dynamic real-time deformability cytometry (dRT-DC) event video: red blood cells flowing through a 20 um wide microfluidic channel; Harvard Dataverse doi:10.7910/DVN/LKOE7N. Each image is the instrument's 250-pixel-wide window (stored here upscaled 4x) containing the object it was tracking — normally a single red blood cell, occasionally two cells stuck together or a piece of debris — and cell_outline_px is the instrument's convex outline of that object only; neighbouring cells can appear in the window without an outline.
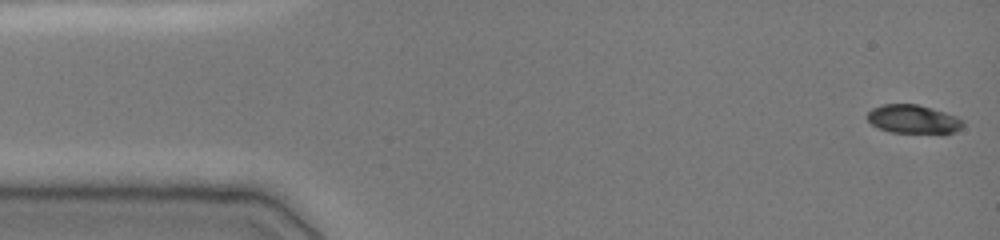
{"species": "common noctule bat (a hibernating species)", "species_latin": "Nyctalus noctula", "temperature_condition": "cold", "stored_images_in_passage": 7, "camera_frame_rate_fps": 3000, "um_per_image_px": 0.085, "animal": {"sex": "female", "body_mass_g": 19.0, "forearm_length_mm": 51.5}, "frame": {"image": 1, "passage_image": 1, "time_ms": 0.0, "image_size_px": [1000, 240], "cell_outline_px": [[964, 124], [956, 132], [944, 136], [892, 132], [880, 128], [872, 124], [868, 120], [868, 112], [872, 108], [880, 104], [916, 104], [932, 108], [956, 116], [964, 120]], "centroid_in_image_um": [77.7, 10.18], "position_along_channel_um": 7.3, "area_um2": 16.59}}